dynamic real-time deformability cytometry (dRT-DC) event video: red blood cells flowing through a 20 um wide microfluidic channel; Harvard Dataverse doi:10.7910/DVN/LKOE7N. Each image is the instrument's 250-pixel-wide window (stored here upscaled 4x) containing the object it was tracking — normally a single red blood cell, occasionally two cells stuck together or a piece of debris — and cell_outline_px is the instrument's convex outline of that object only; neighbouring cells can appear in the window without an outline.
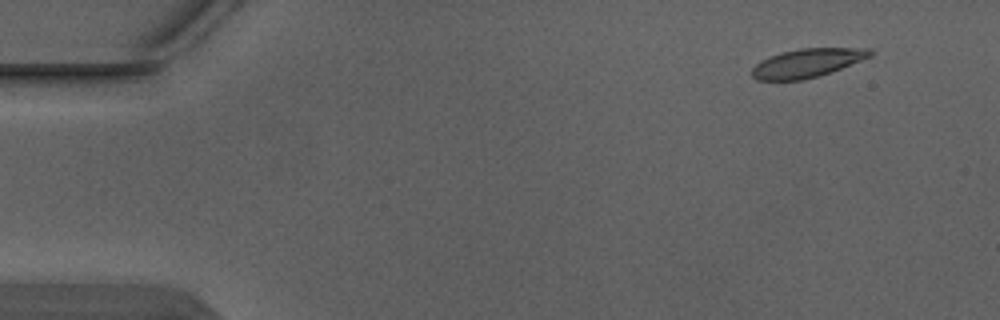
{"species": "Egyptian fruit bat (a non-hibernating species)", "species_latin": "Rousettus aegyptiacus", "temperature_condition": "warm", "stored_images_in_passage": 4, "camera_frame_rate_fps": 3000, "um_per_image_px": 0.085, "animal": {"sex": "male"}, "frame": {"image": 1, "passage_image": 1, "time_ms": 0.0, "image_size_px": [1000, 320], "cell_outline_px": [[872, 56], [832, 72], [800, 80], [756, 80], [752, 76], [752, 68], [756, 64], [768, 56], [780, 52], [800, 48], [872, 48]], "centroid_in_image_um": [68.61, 5.34], "position_along_channel_um": 16.4, "area_um2": 19.77}}
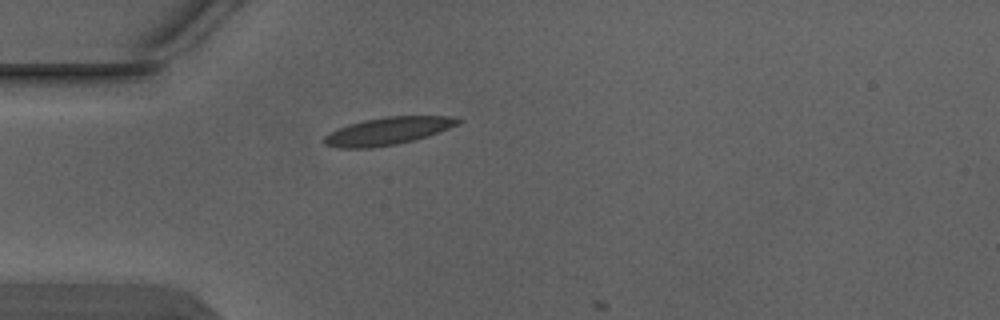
{"frame": {"image": 2, "passage_image": 3, "time_ms": 0.667, "image_size_px": [1000, 320], "cell_outline_px": [[464, 120], [460, 124], [428, 136], [396, 144], [372, 148], [336, 148], [324, 144], [320, 140], [328, 132], [348, 124], [364, 120], [384, 116], [448, 116]], "centroid_in_image_um": [32.92, 11.14], "position_along_channel_um": 52.1, "area_um2": 21.73}}